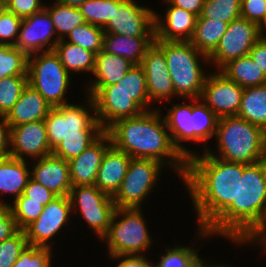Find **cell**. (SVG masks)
Wrapping results in <instances>:
<instances>
[{"instance_id":"cell-20","label":"cell","mask_w":266,"mask_h":267,"mask_svg":"<svg viewBox=\"0 0 266 267\" xmlns=\"http://www.w3.org/2000/svg\"><path fill=\"white\" fill-rule=\"evenodd\" d=\"M164 2L168 5L164 17L155 12V40L190 41L198 16L182 8L172 6L166 0Z\"/></svg>"},{"instance_id":"cell-32","label":"cell","mask_w":266,"mask_h":267,"mask_svg":"<svg viewBox=\"0 0 266 267\" xmlns=\"http://www.w3.org/2000/svg\"><path fill=\"white\" fill-rule=\"evenodd\" d=\"M229 23L203 18H197L194 34L190 43L200 52L209 56L218 46L223 34L227 31Z\"/></svg>"},{"instance_id":"cell-35","label":"cell","mask_w":266,"mask_h":267,"mask_svg":"<svg viewBox=\"0 0 266 267\" xmlns=\"http://www.w3.org/2000/svg\"><path fill=\"white\" fill-rule=\"evenodd\" d=\"M103 36L104 30L102 27L86 22L74 28L65 37V40L98 54L102 50Z\"/></svg>"},{"instance_id":"cell-23","label":"cell","mask_w":266,"mask_h":267,"mask_svg":"<svg viewBox=\"0 0 266 267\" xmlns=\"http://www.w3.org/2000/svg\"><path fill=\"white\" fill-rule=\"evenodd\" d=\"M131 159L128 154L111 145L102 158L95 186L113 197L126 176Z\"/></svg>"},{"instance_id":"cell-45","label":"cell","mask_w":266,"mask_h":267,"mask_svg":"<svg viewBox=\"0 0 266 267\" xmlns=\"http://www.w3.org/2000/svg\"><path fill=\"white\" fill-rule=\"evenodd\" d=\"M22 18L6 8L0 13V43L15 46L20 31Z\"/></svg>"},{"instance_id":"cell-58","label":"cell","mask_w":266,"mask_h":267,"mask_svg":"<svg viewBox=\"0 0 266 267\" xmlns=\"http://www.w3.org/2000/svg\"><path fill=\"white\" fill-rule=\"evenodd\" d=\"M261 247H263V252H266V235L262 238V240L258 243Z\"/></svg>"},{"instance_id":"cell-46","label":"cell","mask_w":266,"mask_h":267,"mask_svg":"<svg viewBox=\"0 0 266 267\" xmlns=\"http://www.w3.org/2000/svg\"><path fill=\"white\" fill-rule=\"evenodd\" d=\"M5 8L23 19L41 11L45 4L41 0H5Z\"/></svg>"},{"instance_id":"cell-1","label":"cell","mask_w":266,"mask_h":267,"mask_svg":"<svg viewBox=\"0 0 266 267\" xmlns=\"http://www.w3.org/2000/svg\"><path fill=\"white\" fill-rule=\"evenodd\" d=\"M196 239L224 237L237 246L258 243L266 235V159L244 164L239 174L238 199L207 228L198 229Z\"/></svg>"},{"instance_id":"cell-52","label":"cell","mask_w":266,"mask_h":267,"mask_svg":"<svg viewBox=\"0 0 266 267\" xmlns=\"http://www.w3.org/2000/svg\"><path fill=\"white\" fill-rule=\"evenodd\" d=\"M170 5L189 11L198 17L202 13L205 0H166Z\"/></svg>"},{"instance_id":"cell-27","label":"cell","mask_w":266,"mask_h":267,"mask_svg":"<svg viewBox=\"0 0 266 267\" xmlns=\"http://www.w3.org/2000/svg\"><path fill=\"white\" fill-rule=\"evenodd\" d=\"M134 64L125 58L101 50L95 57L93 80L86 87H105L116 84Z\"/></svg>"},{"instance_id":"cell-57","label":"cell","mask_w":266,"mask_h":267,"mask_svg":"<svg viewBox=\"0 0 266 267\" xmlns=\"http://www.w3.org/2000/svg\"><path fill=\"white\" fill-rule=\"evenodd\" d=\"M206 267H231L230 265H228V264H226L225 265V263L224 264H214V263H209V262H207V264H206Z\"/></svg>"},{"instance_id":"cell-24","label":"cell","mask_w":266,"mask_h":267,"mask_svg":"<svg viewBox=\"0 0 266 267\" xmlns=\"http://www.w3.org/2000/svg\"><path fill=\"white\" fill-rule=\"evenodd\" d=\"M52 107L30 84L23 88L18 101L6 115L9 127L44 120Z\"/></svg>"},{"instance_id":"cell-19","label":"cell","mask_w":266,"mask_h":267,"mask_svg":"<svg viewBox=\"0 0 266 267\" xmlns=\"http://www.w3.org/2000/svg\"><path fill=\"white\" fill-rule=\"evenodd\" d=\"M111 145L110 135L105 131L80 155L68 161L72 186L95 185L102 158Z\"/></svg>"},{"instance_id":"cell-53","label":"cell","mask_w":266,"mask_h":267,"mask_svg":"<svg viewBox=\"0 0 266 267\" xmlns=\"http://www.w3.org/2000/svg\"><path fill=\"white\" fill-rule=\"evenodd\" d=\"M9 156V126L6 116L0 114V158Z\"/></svg>"},{"instance_id":"cell-40","label":"cell","mask_w":266,"mask_h":267,"mask_svg":"<svg viewBox=\"0 0 266 267\" xmlns=\"http://www.w3.org/2000/svg\"><path fill=\"white\" fill-rule=\"evenodd\" d=\"M9 206L20 230H24L34 222L44 209L42 202L28 201V197L24 194L9 203Z\"/></svg>"},{"instance_id":"cell-38","label":"cell","mask_w":266,"mask_h":267,"mask_svg":"<svg viewBox=\"0 0 266 267\" xmlns=\"http://www.w3.org/2000/svg\"><path fill=\"white\" fill-rule=\"evenodd\" d=\"M27 83L28 75L9 76L0 80V114L6 116L9 113Z\"/></svg>"},{"instance_id":"cell-8","label":"cell","mask_w":266,"mask_h":267,"mask_svg":"<svg viewBox=\"0 0 266 267\" xmlns=\"http://www.w3.org/2000/svg\"><path fill=\"white\" fill-rule=\"evenodd\" d=\"M28 84L36 89L51 107L69 103L71 74L60 62L55 51H45L28 56Z\"/></svg>"},{"instance_id":"cell-15","label":"cell","mask_w":266,"mask_h":267,"mask_svg":"<svg viewBox=\"0 0 266 267\" xmlns=\"http://www.w3.org/2000/svg\"><path fill=\"white\" fill-rule=\"evenodd\" d=\"M59 41L50 14L43 8L22 19L15 47L30 56L39 52L53 51Z\"/></svg>"},{"instance_id":"cell-42","label":"cell","mask_w":266,"mask_h":267,"mask_svg":"<svg viewBox=\"0 0 266 267\" xmlns=\"http://www.w3.org/2000/svg\"><path fill=\"white\" fill-rule=\"evenodd\" d=\"M28 245L24 230L0 242V267H12Z\"/></svg>"},{"instance_id":"cell-21","label":"cell","mask_w":266,"mask_h":267,"mask_svg":"<svg viewBox=\"0 0 266 267\" xmlns=\"http://www.w3.org/2000/svg\"><path fill=\"white\" fill-rule=\"evenodd\" d=\"M31 178L57 196H69L72 188L69 162L53 154L35 159Z\"/></svg>"},{"instance_id":"cell-16","label":"cell","mask_w":266,"mask_h":267,"mask_svg":"<svg viewBox=\"0 0 266 267\" xmlns=\"http://www.w3.org/2000/svg\"><path fill=\"white\" fill-rule=\"evenodd\" d=\"M50 154L52 149L44 120L9 127V156L35 160Z\"/></svg>"},{"instance_id":"cell-2","label":"cell","mask_w":266,"mask_h":267,"mask_svg":"<svg viewBox=\"0 0 266 267\" xmlns=\"http://www.w3.org/2000/svg\"><path fill=\"white\" fill-rule=\"evenodd\" d=\"M187 161L183 180L192 199L199 229H207L238 199L239 174L244 163L227 162L203 152Z\"/></svg>"},{"instance_id":"cell-13","label":"cell","mask_w":266,"mask_h":267,"mask_svg":"<svg viewBox=\"0 0 266 267\" xmlns=\"http://www.w3.org/2000/svg\"><path fill=\"white\" fill-rule=\"evenodd\" d=\"M70 218L72 209L69 196H57L44 206L41 215L24 229L28 245L52 248V239L69 224Z\"/></svg>"},{"instance_id":"cell-34","label":"cell","mask_w":266,"mask_h":267,"mask_svg":"<svg viewBox=\"0 0 266 267\" xmlns=\"http://www.w3.org/2000/svg\"><path fill=\"white\" fill-rule=\"evenodd\" d=\"M218 117L199 98H193L192 122H193V142L206 143L215 136Z\"/></svg>"},{"instance_id":"cell-18","label":"cell","mask_w":266,"mask_h":267,"mask_svg":"<svg viewBox=\"0 0 266 267\" xmlns=\"http://www.w3.org/2000/svg\"><path fill=\"white\" fill-rule=\"evenodd\" d=\"M140 66L146 75L150 103L170 101L178 97L166 63L164 52L155 44L146 51Z\"/></svg>"},{"instance_id":"cell-47","label":"cell","mask_w":266,"mask_h":267,"mask_svg":"<svg viewBox=\"0 0 266 267\" xmlns=\"http://www.w3.org/2000/svg\"><path fill=\"white\" fill-rule=\"evenodd\" d=\"M241 17L260 26L266 18V0H241Z\"/></svg>"},{"instance_id":"cell-39","label":"cell","mask_w":266,"mask_h":267,"mask_svg":"<svg viewBox=\"0 0 266 267\" xmlns=\"http://www.w3.org/2000/svg\"><path fill=\"white\" fill-rule=\"evenodd\" d=\"M78 9L85 22L104 27L114 14V0H86Z\"/></svg>"},{"instance_id":"cell-51","label":"cell","mask_w":266,"mask_h":267,"mask_svg":"<svg viewBox=\"0 0 266 267\" xmlns=\"http://www.w3.org/2000/svg\"><path fill=\"white\" fill-rule=\"evenodd\" d=\"M249 55L266 74V38L261 37L251 48Z\"/></svg>"},{"instance_id":"cell-33","label":"cell","mask_w":266,"mask_h":267,"mask_svg":"<svg viewBox=\"0 0 266 267\" xmlns=\"http://www.w3.org/2000/svg\"><path fill=\"white\" fill-rule=\"evenodd\" d=\"M53 4L49 7L45 4L47 12L53 21L57 37L65 39V37L77 26L82 25L85 22L83 14L76 7L64 5L57 0H52Z\"/></svg>"},{"instance_id":"cell-59","label":"cell","mask_w":266,"mask_h":267,"mask_svg":"<svg viewBox=\"0 0 266 267\" xmlns=\"http://www.w3.org/2000/svg\"><path fill=\"white\" fill-rule=\"evenodd\" d=\"M5 8V0H0V13L3 11Z\"/></svg>"},{"instance_id":"cell-28","label":"cell","mask_w":266,"mask_h":267,"mask_svg":"<svg viewBox=\"0 0 266 267\" xmlns=\"http://www.w3.org/2000/svg\"><path fill=\"white\" fill-rule=\"evenodd\" d=\"M84 90L124 91L145 112L151 111L146 75L140 65H134L116 84L105 87H86ZM151 108V109H150ZM149 109V110H148Z\"/></svg>"},{"instance_id":"cell-10","label":"cell","mask_w":266,"mask_h":267,"mask_svg":"<svg viewBox=\"0 0 266 267\" xmlns=\"http://www.w3.org/2000/svg\"><path fill=\"white\" fill-rule=\"evenodd\" d=\"M71 209L80 213L98 239H103L109 231L111 219L116 209L111 196L95 185L72 186L69 194ZM77 212V213H76Z\"/></svg>"},{"instance_id":"cell-25","label":"cell","mask_w":266,"mask_h":267,"mask_svg":"<svg viewBox=\"0 0 266 267\" xmlns=\"http://www.w3.org/2000/svg\"><path fill=\"white\" fill-rule=\"evenodd\" d=\"M30 162L27 160L16 159L12 156H6L0 158V197L6 194L13 195V201L24 193V189L30 175L28 166ZM0 203L8 204L9 202H3L0 198Z\"/></svg>"},{"instance_id":"cell-14","label":"cell","mask_w":266,"mask_h":267,"mask_svg":"<svg viewBox=\"0 0 266 267\" xmlns=\"http://www.w3.org/2000/svg\"><path fill=\"white\" fill-rule=\"evenodd\" d=\"M243 92L241 86L216 70L207 75L200 99L222 118L237 115Z\"/></svg>"},{"instance_id":"cell-9","label":"cell","mask_w":266,"mask_h":267,"mask_svg":"<svg viewBox=\"0 0 266 267\" xmlns=\"http://www.w3.org/2000/svg\"><path fill=\"white\" fill-rule=\"evenodd\" d=\"M165 167L157 160L132 158L126 176L112 197L116 208H141L144 200L152 195Z\"/></svg>"},{"instance_id":"cell-43","label":"cell","mask_w":266,"mask_h":267,"mask_svg":"<svg viewBox=\"0 0 266 267\" xmlns=\"http://www.w3.org/2000/svg\"><path fill=\"white\" fill-rule=\"evenodd\" d=\"M51 249L27 245L12 267H52Z\"/></svg>"},{"instance_id":"cell-31","label":"cell","mask_w":266,"mask_h":267,"mask_svg":"<svg viewBox=\"0 0 266 267\" xmlns=\"http://www.w3.org/2000/svg\"><path fill=\"white\" fill-rule=\"evenodd\" d=\"M237 116L266 132V84L244 89Z\"/></svg>"},{"instance_id":"cell-30","label":"cell","mask_w":266,"mask_h":267,"mask_svg":"<svg viewBox=\"0 0 266 267\" xmlns=\"http://www.w3.org/2000/svg\"><path fill=\"white\" fill-rule=\"evenodd\" d=\"M55 53L59 56L60 62L65 69L70 73L93 74L95 67L96 54L84 49L79 45L67 42L61 39L54 47Z\"/></svg>"},{"instance_id":"cell-3","label":"cell","mask_w":266,"mask_h":267,"mask_svg":"<svg viewBox=\"0 0 266 267\" xmlns=\"http://www.w3.org/2000/svg\"><path fill=\"white\" fill-rule=\"evenodd\" d=\"M153 109L133 118L116 121L106 132L112 145L131 158L153 159L172 168L182 181L187 174V159L174 147L162 111Z\"/></svg>"},{"instance_id":"cell-36","label":"cell","mask_w":266,"mask_h":267,"mask_svg":"<svg viewBox=\"0 0 266 267\" xmlns=\"http://www.w3.org/2000/svg\"><path fill=\"white\" fill-rule=\"evenodd\" d=\"M28 56L10 45H0V80L15 75H28Z\"/></svg>"},{"instance_id":"cell-55","label":"cell","mask_w":266,"mask_h":267,"mask_svg":"<svg viewBox=\"0 0 266 267\" xmlns=\"http://www.w3.org/2000/svg\"><path fill=\"white\" fill-rule=\"evenodd\" d=\"M58 2H60L61 4L64 5H69L71 7H76L78 8L79 6H81L86 0H57Z\"/></svg>"},{"instance_id":"cell-49","label":"cell","mask_w":266,"mask_h":267,"mask_svg":"<svg viewBox=\"0 0 266 267\" xmlns=\"http://www.w3.org/2000/svg\"><path fill=\"white\" fill-rule=\"evenodd\" d=\"M20 231L8 204L0 203V242Z\"/></svg>"},{"instance_id":"cell-7","label":"cell","mask_w":266,"mask_h":267,"mask_svg":"<svg viewBox=\"0 0 266 267\" xmlns=\"http://www.w3.org/2000/svg\"><path fill=\"white\" fill-rule=\"evenodd\" d=\"M141 208H116L109 231L102 239L107 244L108 256L144 255L153 245ZM146 250V251H145Z\"/></svg>"},{"instance_id":"cell-56","label":"cell","mask_w":266,"mask_h":267,"mask_svg":"<svg viewBox=\"0 0 266 267\" xmlns=\"http://www.w3.org/2000/svg\"><path fill=\"white\" fill-rule=\"evenodd\" d=\"M266 18L265 20L262 22V24L259 26V32H260V36L262 38H266ZM265 32V33H264Z\"/></svg>"},{"instance_id":"cell-44","label":"cell","mask_w":266,"mask_h":267,"mask_svg":"<svg viewBox=\"0 0 266 267\" xmlns=\"http://www.w3.org/2000/svg\"><path fill=\"white\" fill-rule=\"evenodd\" d=\"M165 254L160 255V260L154 262V267H183L188 263L198 252L199 249L177 244L175 246L166 247Z\"/></svg>"},{"instance_id":"cell-41","label":"cell","mask_w":266,"mask_h":267,"mask_svg":"<svg viewBox=\"0 0 266 267\" xmlns=\"http://www.w3.org/2000/svg\"><path fill=\"white\" fill-rule=\"evenodd\" d=\"M100 136H72L65 137L53 150L52 154L66 161L80 155L92 145Z\"/></svg>"},{"instance_id":"cell-6","label":"cell","mask_w":266,"mask_h":267,"mask_svg":"<svg viewBox=\"0 0 266 267\" xmlns=\"http://www.w3.org/2000/svg\"><path fill=\"white\" fill-rule=\"evenodd\" d=\"M86 98L87 106L70 102L50 109L44 121L52 150L65 137L101 136L105 132L96 118L94 100L89 95Z\"/></svg>"},{"instance_id":"cell-50","label":"cell","mask_w":266,"mask_h":267,"mask_svg":"<svg viewBox=\"0 0 266 267\" xmlns=\"http://www.w3.org/2000/svg\"><path fill=\"white\" fill-rule=\"evenodd\" d=\"M145 255H112L108 258L118 261L116 267H154V262H150Z\"/></svg>"},{"instance_id":"cell-54","label":"cell","mask_w":266,"mask_h":267,"mask_svg":"<svg viewBox=\"0 0 266 267\" xmlns=\"http://www.w3.org/2000/svg\"><path fill=\"white\" fill-rule=\"evenodd\" d=\"M204 258H201L198 253L188 262L186 263L183 267H206L205 260Z\"/></svg>"},{"instance_id":"cell-29","label":"cell","mask_w":266,"mask_h":267,"mask_svg":"<svg viewBox=\"0 0 266 267\" xmlns=\"http://www.w3.org/2000/svg\"><path fill=\"white\" fill-rule=\"evenodd\" d=\"M219 71L243 89L266 84V74L249 54L229 61Z\"/></svg>"},{"instance_id":"cell-22","label":"cell","mask_w":266,"mask_h":267,"mask_svg":"<svg viewBox=\"0 0 266 267\" xmlns=\"http://www.w3.org/2000/svg\"><path fill=\"white\" fill-rule=\"evenodd\" d=\"M191 100V101H190ZM189 103L173 104L167 108V114L164 119L169 130L171 140L174 147L179 153L189 160L197 152L189 150L183 142H193V122H192V104L193 98H190Z\"/></svg>"},{"instance_id":"cell-11","label":"cell","mask_w":266,"mask_h":267,"mask_svg":"<svg viewBox=\"0 0 266 267\" xmlns=\"http://www.w3.org/2000/svg\"><path fill=\"white\" fill-rule=\"evenodd\" d=\"M154 17L153 9L135 0H114L113 17L103 30L130 37H155Z\"/></svg>"},{"instance_id":"cell-5","label":"cell","mask_w":266,"mask_h":267,"mask_svg":"<svg viewBox=\"0 0 266 267\" xmlns=\"http://www.w3.org/2000/svg\"><path fill=\"white\" fill-rule=\"evenodd\" d=\"M154 43L164 52L178 98L199 99L208 75L205 74L201 63L203 61L209 64L208 56L200 52L190 41L155 40Z\"/></svg>"},{"instance_id":"cell-26","label":"cell","mask_w":266,"mask_h":267,"mask_svg":"<svg viewBox=\"0 0 266 267\" xmlns=\"http://www.w3.org/2000/svg\"><path fill=\"white\" fill-rule=\"evenodd\" d=\"M154 41L155 37H130L104 33L102 50L121 56L134 65H140L146 51Z\"/></svg>"},{"instance_id":"cell-4","label":"cell","mask_w":266,"mask_h":267,"mask_svg":"<svg viewBox=\"0 0 266 267\" xmlns=\"http://www.w3.org/2000/svg\"><path fill=\"white\" fill-rule=\"evenodd\" d=\"M215 137L217 152L207 143L203 152L235 163L254 164L266 159V132L237 115L219 118Z\"/></svg>"},{"instance_id":"cell-48","label":"cell","mask_w":266,"mask_h":267,"mask_svg":"<svg viewBox=\"0 0 266 267\" xmlns=\"http://www.w3.org/2000/svg\"><path fill=\"white\" fill-rule=\"evenodd\" d=\"M28 197V201L42 202V205L46 206L50 201L57 197L55 193L38 183L31 177L29 178L27 185L23 193Z\"/></svg>"},{"instance_id":"cell-17","label":"cell","mask_w":266,"mask_h":267,"mask_svg":"<svg viewBox=\"0 0 266 267\" xmlns=\"http://www.w3.org/2000/svg\"><path fill=\"white\" fill-rule=\"evenodd\" d=\"M85 91L94 100L96 118L105 131L120 119L137 117L144 112L124 91Z\"/></svg>"},{"instance_id":"cell-37","label":"cell","mask_w":266,"mask_h":267,"mask_svg":"<svg viewBox=\"0 0 266 267\" xmlns=\"http://www.w3.org/2000/svg\"><path fill=\"white\" fill-rule=\"evenodd\" d=\"M201 16L230 23L241 17V0H205Z\"/></svg>"},{"instance_id":"cell-12","label":"cell","mask_w":266,"mask_h":267,"mask_svg":"<svg viewBox=\"0 0 266 267\" xmlns=\"http://www.w3.org/2000/svg\"><path fill=\"white\" fill-rule=\"evenodd\" d=\"M260 38L259 26L256 23L242 17L233 20L216 49L208 56L209 63L220 70L229 61L248 55Z\"/></svg>"}]
</instances>
